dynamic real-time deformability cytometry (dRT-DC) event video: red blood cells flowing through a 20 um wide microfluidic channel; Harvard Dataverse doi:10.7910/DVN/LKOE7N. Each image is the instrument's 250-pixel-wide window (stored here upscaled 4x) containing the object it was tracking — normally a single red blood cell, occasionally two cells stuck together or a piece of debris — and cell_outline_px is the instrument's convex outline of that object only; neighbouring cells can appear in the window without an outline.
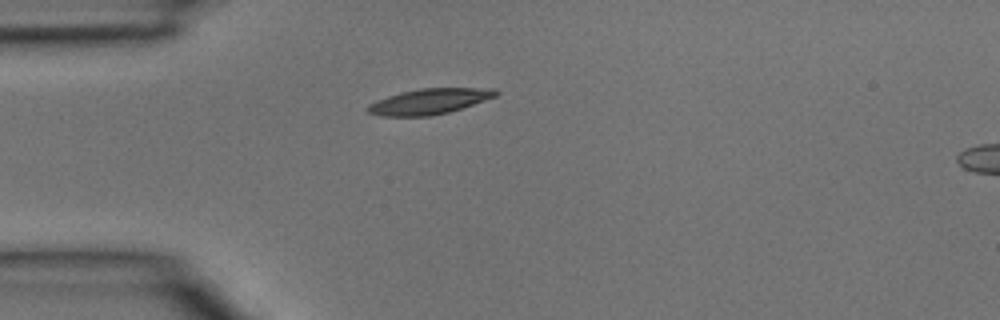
{"species": "common noctule bat (a hibernating species)", "species_latin": "Nyctalus noctula", "temperature_condition": "room temperature", "stored_images_in_passage": 4, "camera_frame_rate_fps": 3000, "um_per_image_px": 0.085, "animal": {"sex": "male", "body_mass_g": 15.6}, "frame": {"image": 1, "passage_image": 4, "time_ms": 1.0, "image_size_px": [1000, 320], "cell_outline_px": [[500, 92], [496, 96], [448, 112], [428, 116], [380, 116], [368, 112], [364, 108], [368, 104], [376, 100], [400, 92], [420, 88], [496, 88]], "centroid_in_image_um": [36.45, 8.61], "position_along_channel_um": 48.6, "area_um2": 19.02}}